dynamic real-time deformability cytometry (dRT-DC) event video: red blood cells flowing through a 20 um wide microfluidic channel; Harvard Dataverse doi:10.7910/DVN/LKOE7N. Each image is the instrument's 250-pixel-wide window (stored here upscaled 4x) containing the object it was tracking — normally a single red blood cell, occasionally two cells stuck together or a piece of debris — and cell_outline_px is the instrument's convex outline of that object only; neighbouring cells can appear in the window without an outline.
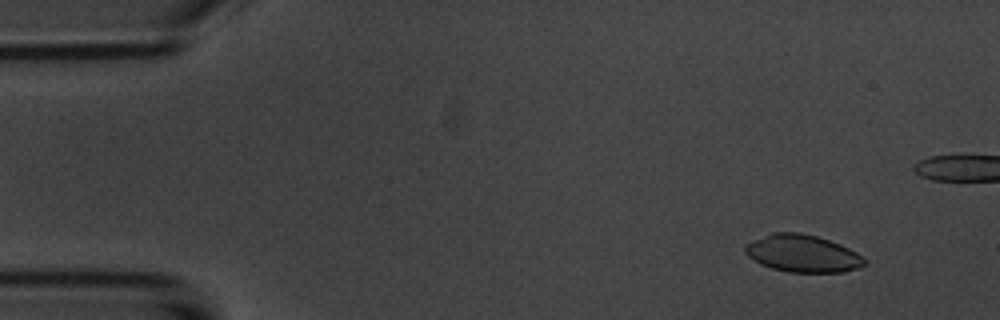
{"species": "common noctule bat (a hibernating species)", "species_latin": "Nyctalus noctula", "temperature_condition": "room temperature", "stored_images_in_passage": 5, "camera_frame_rate_fps": 3000, "um_per_image_px": 0.085, "animal": {"sex": "male", "body_mass_g": 20.1, "forearm_length_mm": 53.5}, "frame": {"image": 1, "passage_image": 1, "time_ms": 0.0, "image_size_px": [1000, 320], "cell_outline_px": [[868, 264], [860, 268], [844, 272], [788, 272], [772, 268], [760, 264], [748, 256], [744, 252], [744, 244], [752, 240], [772, 232], [800, 232], [816, 236], [840, 244], [864, 256]], "centroid_in_image_um": [68.23, 21.55], "position_along_channel_um": 16.8, "area_um2": 26.24}}